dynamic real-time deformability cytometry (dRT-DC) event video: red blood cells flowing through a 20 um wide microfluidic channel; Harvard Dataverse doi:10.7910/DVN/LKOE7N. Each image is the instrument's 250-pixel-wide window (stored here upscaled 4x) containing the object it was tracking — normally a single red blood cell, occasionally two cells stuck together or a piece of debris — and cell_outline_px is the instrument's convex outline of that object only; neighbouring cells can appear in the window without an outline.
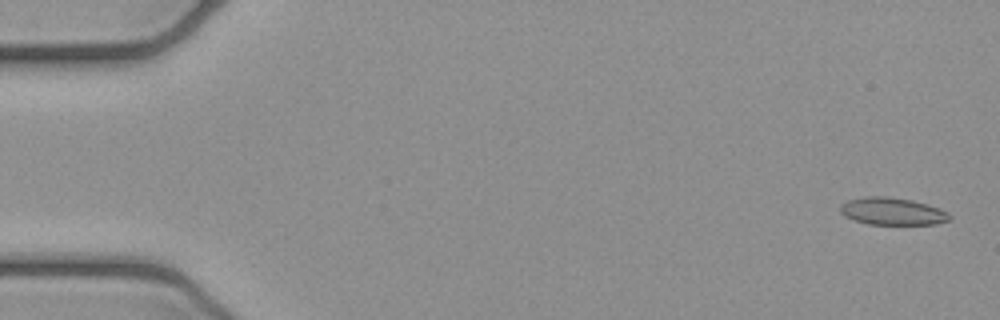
{"species": "common noctule bat (a hibernating species)", "species_latin": "Nyctalus noctula", "temperature_condition": "cold", "stored_images_in_passage": 4, "camera_frame_rate_fps": 3000, "um_per_image_px": 0.085, "animal": {"sex": "female", "body_mass_g": 21.9}, "frame": {"image": 1, "passage_image": 1, "time_ms": 0.0, "image_size_px": [1000, 320], "cell_outline_px": [[952, 216], [948, 220], [936, 224], [868, 224], [844, 216], [840, 212], [840, 204], [848, 200], [864, 196], [888, 196], [912, 200], [928, 204], [940, 208], [948, 212]], "centroid_in_image_um": [75.85, 17.95], "position_along_channel_um": 9.2, "area_um2": 17.51}}